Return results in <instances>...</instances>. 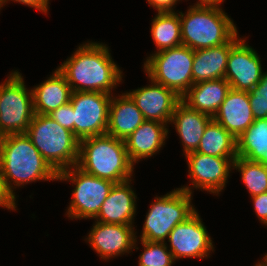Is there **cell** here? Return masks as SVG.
Wrapping results in <instances>:
<instances>
[{
	"label": "cell",
	"mask_w": 267,
	"mask_h": 266,
	"mask_svg": "<svg viewBox=\"0 0 267 266\" xmlns=\"http://www.w3.org/2000/svg\"><path fill=\"white\" fill-rule=\"evenodd\" d=\"M168 242L175 261L180 258H208L214 251L211 236L197 211L175 226L169 233Z\"/></svg>",
	"instance_id": "obj_12"
},
{
	"label": "cell",
	"mask_w": 267,
	"mask_h": 266,
	"mask_svg": "<svg viewBox=\"0 0 267 266\" xmlns=\"http://www.w3.org/2000/svg\"><path fill=\"white\" fill-rule=\"evenodd\" d=\"M249 103L254 119L267 118V71L263 72L260 82L248 91Z\"/></svg>",
	"instance_id": "obj_29"
},
{
	"label": "cell",
	"mask_w": 267,
	"mask_h": 266,
	"mask_svg": "<svg viewBox=\"0 0 267 266\" xmlns=\"http://www.w3.org/2000/svg\"><path fill=\"white\" fill-rule=\"evenodd\" d=\"M213 119L237 139L254 122L248 91L231 88Z\"/></svg>",
	"instance_id": "obj_17"
},
{
	"label": "cell",
	"mask_w": 267,
	"mask_h": 266,
	"mask_svg": "<svg viewBox=\"0 0 267 266\" xmlns=\"http://www.w3.org/2000/svg\"><path fill=\"white\" fill-rule=\"evenodd\" d=\"M9 1L19 2L23 5L25 4L26 6L32 7L45 14H47L49 10V0H4L2 7Z\"/></svg>",
	"instance_id": "obj_33"
},
{
	"label": "cell",
	"mask_w": 267,
	"mask_h": 266,
	"mask_svg": "<svg viewBox=\"0 0 267 266\" xmlns=\"http://www.w3.org/2000/svg\"><path fill=\"white\" fill-rule=\"evenodd\" d=\"M57 180L71 181L72 186L75 185L72 190V200L65 214L71 220L94 219L115 184L85 173L77 166L60 171Z\"/></svg>",
	"instance_id": "obj_9"
},
{
	"label": "cell",
	"mask_w": 267,
	"mask_h": 266,
	"mask_svg": "<svg viewBox=\"0 0 267 266\" xmlns=\"http://www.w3.org/2000/svg\"><path fill=\"white\" fill-rule=\"evenodd\" d=\"M111 98L102 92H72L73 134L79 141L106 134Z\"/></svg>",
	"instance_id": "obj_10"
},
{
	"label": "cell",
	"mask_w": 267,
	"mask_h": 266,
	"mask_svg": "<svg viewBox=\"0 0 267 266\" xmlns=\"http://www.w3.org/2000/svg\"><path fill=\"white\" fill-rule=\"evenodd\" d=\"M0 170L14 194V189L24 184L58 179V173L43 158L26 133L0 137Z\"/></svg>",
	"instance_id": "obj_2"
},
{
	"label": "cell",
	"mask_w": 267,
	"mask_h": 266,
	"mask_svg": "<svg viewBox=\"0 0 267 266\" xmlns=\"http://www.w3.org/2000/svg\"><path fill=\"white\" fill-rule=\"evenodd\" d=\"M4 0H0V9L2 8Z\"/></svg>",
	"instance_id": "obj_38"
},
{
	"label": "cell",
	"mask_w": 267,
	"mask_h": 266,
	"mask_svg": "<svg viewBox=\"0 0 267 266\" xmlns=\"http://www.w3.org/2000/svg\"><path fill=\"white\" fill-rule=\"evenodd\" d=\"M132 179L115 183L94 218L107 224L133 225L136 214L137 195L131 188Z\"/></svg>",
	"instance_id": "obj_16"
},
{
	"label": "cell",
	"mask_w": 267,
	"mask_h": 266,
	"mask_svg": "<svg viewBox=\"0 0 267 266\" xmlns=\"http://www.w3.org/2000/svg\"><path fill=\"white\" fill-rule=\"evenodd\" d=\"M168 124L145 120L126 140L129 160L134 165L158 153L168 138Z\"/></svg>",
	"instance_id": "obj_18"
},
{
	"label": "cell",
	"mask_w": 267,
	"mask_h": 266,
	"mask_svg": "<svg viewBox=\"0 0 267 266\" xmlns=\"http://www.w3.org/2000/svg\"><path fill=\"white\" fill-rule=\"evenodd\" d=\"M134 229L133 225L95 221L85 241L91 245L101 259L108 261L112 257L122 256L139 249L136 243L138 237Z\"/></svg>",
	"instance_id": "obj_13"
},
{
	"label": "cell",
	"mask_w": 267,
	"mask_h": 266,
	"mask_svg": "<svg viewBox=\"0 0 267 266\" xmlns=\"http://www.w3.org/2000/svg\"><path fill=\"white\" fill-rule=\"evenodd\" d=\"M188 165V175L195 189H202L216 196L224 190L233 162L237 157H216L198 152L185 155Z\"/></svg>",
	"instance_id": "obj_11"
},
{
	"label": "cell",
	"mask_w": 267,
	"mask_h": 266,
	"mask_svg": "<svg viewBox=\"0 0 267 266\" xmlns=\"http://www.w3.org/2000/svg\"><path fill=\"white\" fill-rule=\"evenodd\" d=\"M193 190L192 186H182L161 197L156 196L146 214L140 240L166 242L175 226L197 211L192 204Z\"/></svg>",
	"instance_id": "obj_6"
},
{
	"label": "cell",
	"mask_w": 267,
	"mask_h": 266,
	"mask_svg": "<svg viewBox=\"0 0 267 266\" xmlns=\"http://www.w3.org/2000/svg\"><path fill=\"white\" fill-rule=\"evenodd\" d=\"M113 94L106 134L126 140L144 121L142 112L127 93Z\"/></svg>",
	"instance_id": "obj_21"
},
{
	"label": "cell",
	"mask_w": 267,
	"mask_h": 266,
	"mask_svg": "<svg viewBox=\"0 0 267 266\" xmlns=\"http://www.w3.org/2000/svg\"><path fill=\"white\" fill-rule=\"evenodd\" d=\"M140 241L144 251L138 257L139 266H172L175 263L166 242Z\"/></svg>",
	"instance_id": "obj_28"
},
{
	"label": "cell",
	"mask_w": 267,
	"mask_h": 266,
	"mask_svg": "<svg viewBox=\"0 0 267 266\" xmlns=\"http://www.w3.org/2000/svg\"><path fill=\"white\" fill-rule=\"evenodd\" d=\"M263 266H267V253L264 255L263 259L260 261Z\"/></svg>",
	"instance_id": "obj_36"
},
{
	"label": "cell",
	"mask_w": 267,
	"mask_h": 266,
	"mask_svg": "<svg viewBox=\"0 0 267 266\" xmlns=\"http://www.w3.org/2000/svg\"><path fill=\"white\" fill-rule=\"evenodd\" d=\"M48 116L62 127L73 132V107L70 102L53 110Z\"/></svg>",
	"instance_id": "obj_30"
},
{
	"label": "cell",
	"mask_w": 267,
	"mask_h": 266,
	"mask_svg": "<svg viewBox=\"0 0 267 266\" xmlns=\"http://www.w3.org/2000/svg\"><path fill=\"white\" fill-rule=\"evenodd\" d=\"M233 169L240 172L251 197L267 192V166L258 161L237 157L233 162Z\"/></svg>",
	"instance_id": "obj_27"
},
{
	"label": "cell",
	"mask_w": 267,
	"mask_h": 266,
	"mask_svg": "<svg viewBox=\"0 0 267 266\" xmlns=\"http://www.w3.org/2000/svg\"><path fill=\"white\" fill-rule=\"evenodd\" d=\"M253 206L259 221L267 226V192L252 196Z\"/></svg>",
	"instance_id": "obj_32"
},
{
	"label": "cell",
	"mask_w": 267,
	"mask_h": 266,
	"mask_svg": "<svg viewBox=\"0 0 267 266\" xmlns=\"http://www.w3.org/2000/svg\"><path fill=\"white\" fill-rule=\"evenodd\" d=\"M195 152L216 157H237V139L212 118Z\"/></svg>",
	"instance_id": "obj_25"
},
{
	"label": "cell",
	"mask_w": 267,
	"mask_h": 266,
	"mask_svg": "<svg viewBox=\"0 0 267 266\" xmlns=\"http://www.w3.org/2000/svg\"><path fill=\"white\" fill-rule=\"evenodd\" d=\"M35 114L48 115L70 102L72 89L65 76L56 68L47 80L32 89Z\"/></svg>",
	"instance_id": "obj_22"
},
{
	"label": "cell",
	"mask_w": 267,
	"mask_h": 266,
	"mask_svg": "<svg viewBox=\"0 0 267 266\" xmlns=\"http://www.w3.org/2000/svg\"><path fill=\"white\" fill-rule=\"evenodd\" d=\"M254 266H263V264L260 261H258L257 263H255Z\"/></svg>",
	"instance_id": "obj_37"
},
{
	"label": "cell",
	"mask_w": 267,
	"mask_h": 266,
	"mask_svg": "<svg viewBox=\"0 0 267 266\" xmlns=\"http://www.w3.org/2000/svg\"><path fill=\"white\" fill-rule=\"evenodd\" d=\"M256 50L241 38L229 52L224 79L235 90L250 91L261 80L263 70Z\"/></svg>",
	"instance_id": "obj_14"
},
{
	"label": "cell",
	"mask_w": 267,
	"mask_h": 266,
	"mask_svg": "<svg viewBox=\"0 0 267 266\" xmlns=\"http://www.w3.org/2000/svg\"><path fill=\"white\" fill-rule=\"evenodd\" d=\"M211 116L190 108L180 100L173 112L170 124H174L175 130L183 145L184 155L197 150L200 140Z\"/></svg>",
	"instance_id": "obj_20"
},
{
	"label": "cell",
	"mask_w": 267,
	"mask_h": 266,
	"mask_svg": "<svg viewBox=\"0 0 267 266\" xmlns=\"http://www.w3.org/2000/svg\"><path fill=\"white\" fill-rule=\"evenodd\" d=\"M151 36L157 51L182 45L179 12H157L151 22Z\"/></svg>",
	"instance_id": "obj_26"
},
{
	"label": "cell",
	"mask_w": 267,
	"mask_h": 266,
	"mask_svg": "<svg viewBox=\"0 0 267 266\" xmlns=\"http://www.w3.org/2000/svg\"><path fill=\"white\" fill-rule=\"evenodd\" d=\"M237 157L267 166V118L253 124L237 138Z\"/></svg>",
	"instance_id": "obj_24"
},
{
	"label": "cell",
	"mask_w": 267,
	"mask_h": 266,
	"mask_svg": "<svg viewBox=\"0 0 267 266\" xmlns=\"http://www.w3.org/2000/svg\"><path fill=\"white\" fill-rule=\"evenodd\" d=\"M109 49L104 43L87 41L57 67L72 92L113 94L112 90L122 83L123 72L113 61Z\"/></svg>",
	"instance_id": "obj_1"
},
{
	"label": "cell",
	"mask_w": 267,
	"mask_h": 266,
	"mask_svg": "<svg viewBox=\"0 0 267 266\" xmlns=\"http://www.w3.org/2000/svg\"><path fill=\"white\" fill-rule=\"evenodd\" d=\"M76 166L90 175L120 183L132 178L135 165L129 160L125 141L104 134L79 141Z\"/></svg>",
	"instance_id": "obj_3"
},
{
	"label": "cell",
	"mask_w": 267,
	"mask_h": 266,
	"mask_svg": "<svg viewBox=\"0 0 267 266\" xmlns=\"http://www.w3.org/2000/svg\"><path fill=\"white\" fill-rule=\"evenodd\" d=\"M241 39L238 33L220 46L194 50L192 81L193 84L224 78L230 49Z\"/></svg>",
	"instance_id": "obj_19"
},
{
	"label": "cell",
	"mask_w": 267,
	"mask_h": 266,
	"mask_svg": "<svg viewBox=\"0 0 267 266\" xmlns=\"http://www.w3.org/2000/svg\"><path fill=\"white\" fill-rule=\"evenodd\" d=\"M34 115L32 90L19 71H12L0 84V137L26 133Z\"/></svg>",
	"instance_id": "obj_8"
},
{
	"label": "cell",
	"mask_w": 267,
	"mask_h": 266,
	"mask_svg": "<svg viewBox=\"0 0 267 266\" xmlns=\"http://www.w3.org/2000/svg\"><path fill=\"white\" fill-rule=\"evenodd\" d=\"M178 1L181 0H147L148 4L158 12H174Z\"/></svg>",
	"instance_id": "obj_34"
},
{
	"label": "cell",
	"mask_w": 267,
	"mask_h": 266,
	"mask_svg": "<svg viewBox=\"0 0 267 266\" xmlns=\"http://www.w3.org/2000/svg\"><path fill=\"white\" fill-rule=\"evenodd\" d=\"M179 16L182 45L192 50L223 45L238 33L222 7L191 5L185 14L179 11Z\"/></svg>",
	"instance_id": "obj_4"
},
{
	"label": "cell",
	"mask_w": 267,
	"mask_h": 266,
	"mask_svg": "<svg viewBox=\"0 0 267 266\" xmlns=\"http://www.w3.org/2000/svg\"><path fill=\"white\" fill-rule=\"evenodd\" d=\"M26 135L57 173L77 165L79 140L48 115L35 114Z\"/></svg>",
	"instance_id": "obj_5"
},
{
	"label": "cell",
	"mask_w": 267,
	"mask_h": 266,
	"mask_svg": "<svg viewBox=\"0 0 267 266\" xmlns=\"http://www.w3.org/2000/svg\"><path fill=\"white\" fill-rule=\"evenodd\" d=\"M230 89V84L224 78L202 81L193 84L181 100L190 108L213 118Z\"/></svg>",
	"instance_id": "obj_23"
},
{
	"label": "cell",
	"mask_w": 267,
	"mask_h": 266,
	"mask_svg": "<svg viewBox=\"0 0 267 266\" xmlns=\"http://www.w3.org/2000/svg\"><path fill=\"white\" fill-rule=\"evenodd\" d=\"M150 85L126 92L136 103L145 120L169 124L177 103L181 100L172 89L154 82Z\"/></svg>",
	"instance_id": "obj_15"
},
{
	"label": "cell",
	"mask_w": 267,
	"mask_h": 266,
	"mask_svg": "<svg viewBox=\"0 0 267 266\" xmlns=\"http://www.w3.org/2000/svg\"><path fill=\"white\" fill-rule=\"evenodd\" d=\"M16 198V195L7 186L0 170V207L13 211L17 210Z\"/></svg>",
	"instance_id": "obj_31"
},
{
	"label": "cell",
	"mask_w": 267,
	"mask_h": 266,
	"mask_svg": "<svg viewBox=\"0 0 267 266\" xmlns=\"http://www.w3.org/2000/svg\"><path fill=\"white\" fill-rule=\"evenodd\" d=\"M224 2V0H198L194 6H215V7H221V3Z\"/></svg>",
	"instance_id": "obj_35"
},
{
	"label": "cell",
	"mask_w": 267,
	"mask_h": 266,
	"mask_svg": "<svg viewBox=\"0 0 267 266\" xmlns=\"http://www.w3.org/2000/svg\"><path fill=\"white\" fill-rule=\"evenodd\" d=\"M193 59L194 50L180 45L150 54L143 68L149 79L182 97L193 85Z\"/></svg>",
	"instance_id": "obj_7"
}]
</instances>
